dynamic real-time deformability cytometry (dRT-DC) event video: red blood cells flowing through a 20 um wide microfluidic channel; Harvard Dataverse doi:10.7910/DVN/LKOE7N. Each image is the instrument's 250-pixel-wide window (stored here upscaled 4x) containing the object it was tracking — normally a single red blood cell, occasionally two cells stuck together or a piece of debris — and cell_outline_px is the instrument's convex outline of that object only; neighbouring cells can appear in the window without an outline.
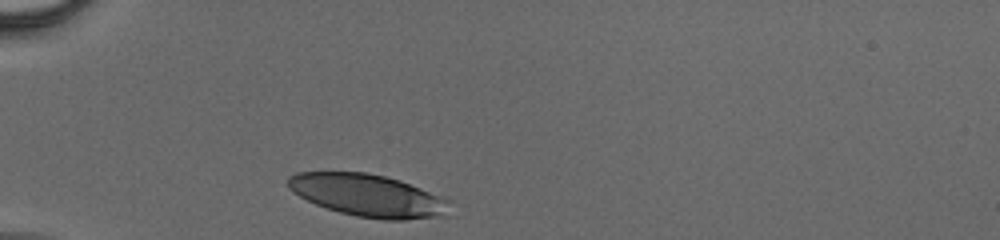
{"species": "human", "species_latin": "Homo sapiens", "temperature_condition": "cold", "stored_images_in_passage": 30, "camera_frame_rate_fps": 3000, "um_per_image_px": 0.085, "donor": {"sex": "male"}, "frame": {"image": 1, "passage_image": 1, "time_ms": 0.0, "image_size_px": [1000, 240], "cell_outline_px": [[448, 200], [444, 216], [404, 220], [384, 220], [356, 216], [340, 212], [316, 204], [292, 192], [288, 188], [288, 176], [296, 172], [368, 172], [400, 180]], "centroid_in_image_um": [31.21, 16.6], "position_along_channel_um": 53.8, "area_um2": 39.42}}
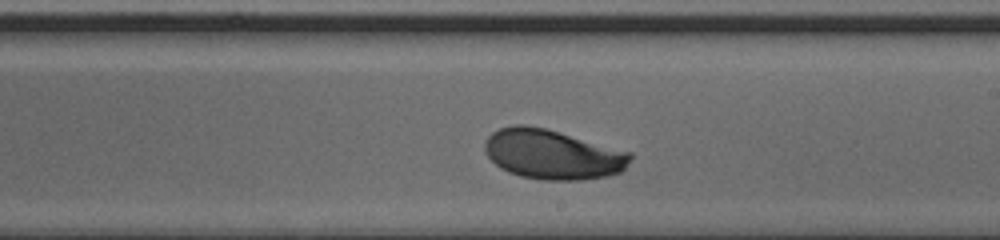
{"frame": {"image": 2, "passage_image": 18, "time_ms": 5.667, "image_size_px": [1000, 240], "cell_outline_px": [[632, 156], [624, 168], [620, 172], [608, 176], [580, 180], [544, 180], [520, 176], [508, 172], [500, 168], [488, 156], [484, 148], [484, 144], [488, 136], [492, 132], [500, 128], [516, 124], [524, 124], [544, 128], [560, 132], [632, 152]], "centroid_in_image_um": [46.96, 13.12], "position_along_channel_um": 242.0, "area_um2": 42.14}}
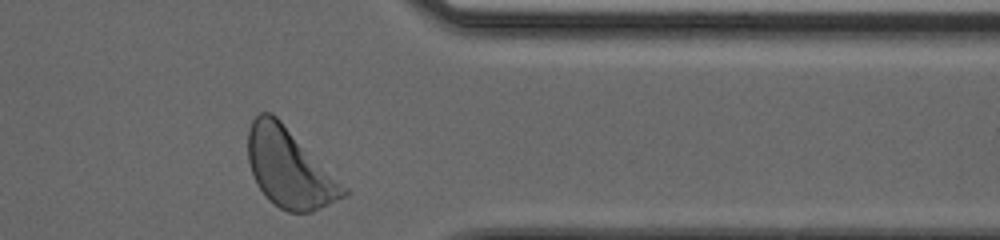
{"frame": {"image": 3, "passage_image": 30, "time_ms": 9.667, "image_size_px": [1000, 240], "cell_outline_px": [[348, 196], [312, 212], [288, 212], [272, 204], [268, 200], [260, 188], [252, 172], [248, 160], [248, 128], [252, 120], [260, 112], [272, 112], [348, 188]], "centroid_in_image_um": [24.61, 14.3], "position_along_channel_um": 386.8, "area_um2": 43.75}}